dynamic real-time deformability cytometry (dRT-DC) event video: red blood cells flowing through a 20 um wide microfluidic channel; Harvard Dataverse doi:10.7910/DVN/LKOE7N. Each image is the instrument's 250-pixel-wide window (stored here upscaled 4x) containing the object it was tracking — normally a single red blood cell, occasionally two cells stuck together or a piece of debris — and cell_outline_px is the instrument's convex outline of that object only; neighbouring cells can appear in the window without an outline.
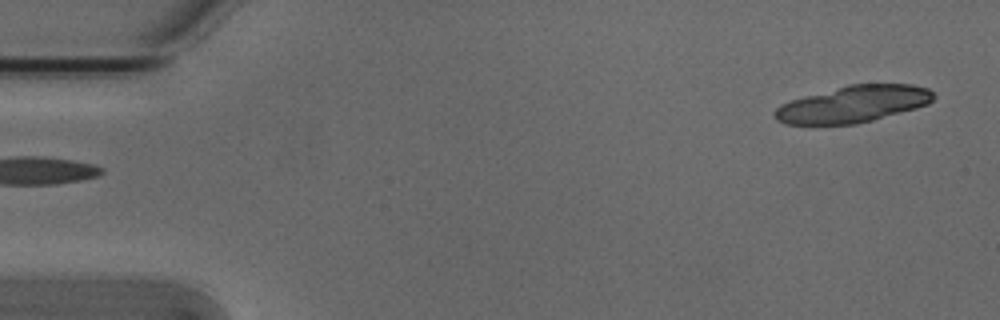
{"species": "Egyptian fruit bat (a non-hibernating species)", "species_latin": "Rousettus aegyptiacus", "temperature_condition": "cold", "stored_images_in_passage": 5, "segment_of_instrument_passage": [2, 2], "camera_frame_rate_fps": 3000, "um_per_image_px": 0.085, "animal": {"sex": "male"}, "frame": {"image": 1, "passage_image": 5, "time_ms": 1.333, "image_size_px": [1000, 320], "cell_outline_px": [[936, 96], [928, 104], [916, 108], [872, 120], [856, 124], [784, 124], [776, 120], [772, 116], [772, 112], [780, 104], [804, 96], [848, 84], [912, 84], [928, 88]], "centroid_in_image_um": [72.49, 8.85], "position_along_channel_um": 12.5, "area_um2": 33.99}}